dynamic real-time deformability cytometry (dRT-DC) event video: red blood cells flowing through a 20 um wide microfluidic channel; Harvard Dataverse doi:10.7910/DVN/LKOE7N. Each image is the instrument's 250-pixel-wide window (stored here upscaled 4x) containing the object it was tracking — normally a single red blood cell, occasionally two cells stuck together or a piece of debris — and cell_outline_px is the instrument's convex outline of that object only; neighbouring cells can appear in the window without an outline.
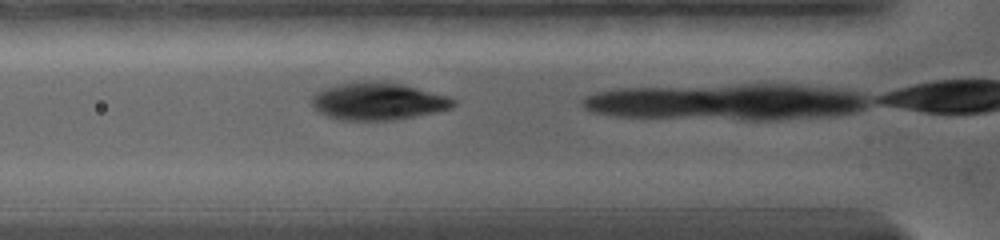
{"species": "common noctule bat (a hibernating species)", "species_latin": "Nyctalus noctula", "temperature_condition": "warm", "stored_images_in_passage": 3, "camera_frame_rate_fps": 5000, "um_per_image_px": 0.085, "animal": {"sex": "female", "body_mass_g": 19.0, "forearm_length_mm": 56.7}, "frame": {"image": 1, "passage_image": 2, "time_ms": 1.0, "image_size_px": [1000, 240], "cell_outline_px": [[456, 104], [452, 108], [392, 120], [340, 120], [328, 116], [320, 112], [312, 104], [312, 96], [316, 92], [324, 88], [340, 84], [360, 80], [376, 80], [400, 84], [448, 96], [456, 100]], "centroid_in_image_um": [32.11, 8.59], "position_along_channel_um": 93.7, "area_um2": 30.58}}